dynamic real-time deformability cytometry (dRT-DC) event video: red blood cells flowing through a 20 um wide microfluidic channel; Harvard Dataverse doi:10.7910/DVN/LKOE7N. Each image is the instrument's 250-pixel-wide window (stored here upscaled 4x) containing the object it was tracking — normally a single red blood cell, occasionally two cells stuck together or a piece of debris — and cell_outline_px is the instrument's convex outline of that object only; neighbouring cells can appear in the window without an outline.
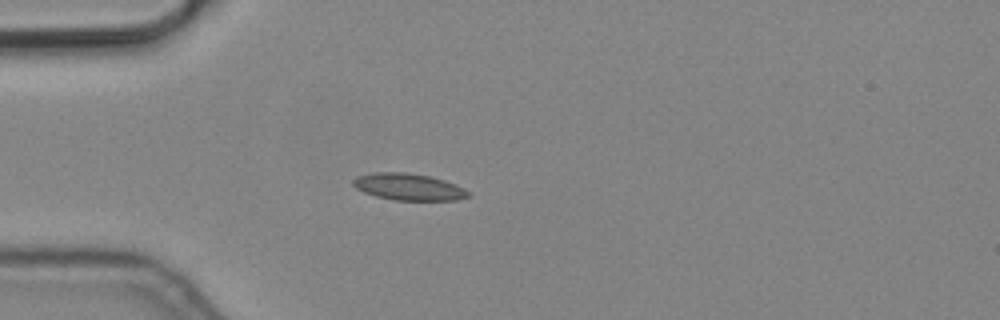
{"species": "common noctule bat (a hibernating species)", "species_latin": "Nyctalus noctula", "temperature_condition": "cold", "stored_images_in_passage": 2, "camera_frame_rate_fps": 3000, "um_per_image_px": 0.085, "animal": {"sex": "male", "body_mass_g": 19.2, "forearm_length_mm": 51.8}, "frame": {"image": 1, "passage_image": 1, "time_ms": 0.0, "image_size_px": [1000, 320], "cell_outline_px": [[472, 196], [456, 200], [392, 200], [376, 196], [364, 192], [356, 188], [352, 184], [352, 180], [356, 176], [376, 172], [404, 172], [428, 176], [444, 180], [456, 184], [464, 188]], "centroid_in_image_um": [34.72, 15.88], "position_along_channel_um": 50.3, "area_um2": 17.98}}